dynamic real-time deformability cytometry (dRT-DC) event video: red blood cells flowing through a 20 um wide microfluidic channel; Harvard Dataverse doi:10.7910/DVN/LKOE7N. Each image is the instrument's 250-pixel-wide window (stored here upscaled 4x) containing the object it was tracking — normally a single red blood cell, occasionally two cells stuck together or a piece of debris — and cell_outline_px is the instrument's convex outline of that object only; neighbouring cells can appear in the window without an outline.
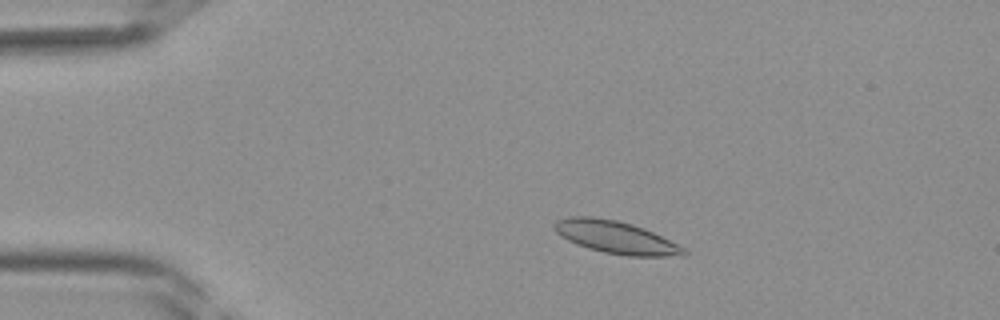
{"species": "Egyptian fruit bat (a non-hibernating species)", "species_latin": "Rousettus aegyptiacus", "temperature_condition": "room temperature", "stored_images_in_passage": 34, "camera_frame_rate_fps": 3000, "um_per_image_px": 0.085, "frame": {"image": 1, "passage_image": 1, "time_ms": 0.0, "image_size_px": [1000, 320], "cell_outline_px": [[688, 252], [684, 256], [628, 256], [604, 252], [588, 248], [576, 244], [560, 236], [552, 228], [552, 224], [556, 220], [568, 216], [592, 216], [616, 220], [632, 224], [644, 228], [684, 248]], "centroid_in_image_um": [52.28, 20.16], "position_along_channel_um": 32.7, "area_um2": 24.51}}
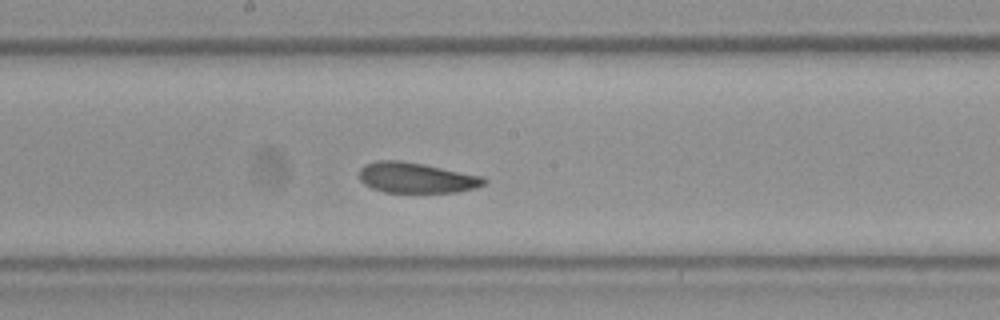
{"frame": {"image": 2, "passage_image": 15, "time_ms": 4.667, "image_size_px": [1000, 320], "cell_outline_px": [[488, 180], [484, 184], [476, 188], [456, 192], [384, 192], [372, 188], [364, 184], [360, 180], [360, 168], [364, 164], [376, 160], [400, 160], [424, 164], [484, 176]], "centroid_in_image_um": [35.39, 15.1], "position_along_channel_um": 212.8, "area_um2": 22.31}}
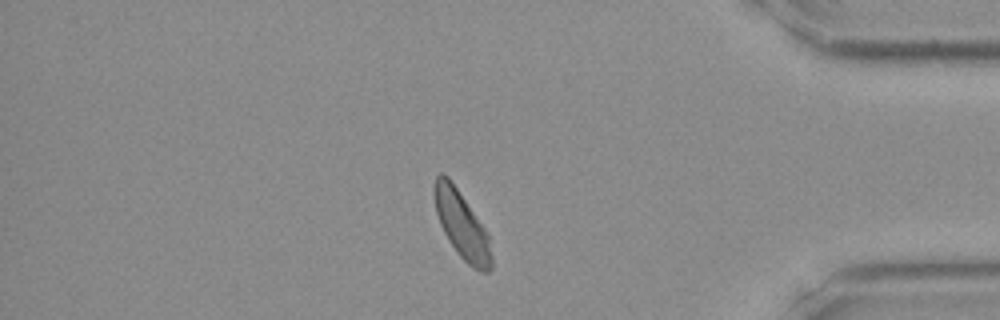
{"frame": {"image": 3, "passage_image": 28, "time_ms": 9.0, "image_size_px": [1000, 320], "cell_outline_px": [[492, 268], [488, 272], [480, 272], [472, 268], [456, 252], [448, 240], [440, 224], [436, 212], [432, 192], [432, 184], [436, 176], [440, 172], [448, 176], [488, 232], [492, 256]], "centroid_in_image_um": [39.24, 19.12], "position_along_channel_um": 396.0, "area_um2": 22.66}}